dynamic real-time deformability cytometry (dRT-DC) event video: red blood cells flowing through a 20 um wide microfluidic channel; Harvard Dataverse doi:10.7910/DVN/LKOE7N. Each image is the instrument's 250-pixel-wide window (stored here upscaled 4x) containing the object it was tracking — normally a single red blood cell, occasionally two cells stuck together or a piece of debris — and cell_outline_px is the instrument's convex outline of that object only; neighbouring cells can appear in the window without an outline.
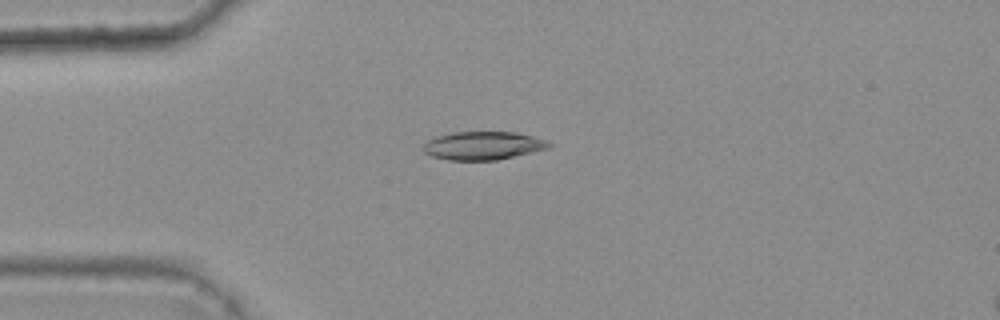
{"species": "common noctule bat (a hibernating species)", "species_latin": "Nyctalus noctula", "temperature_condition": "warm", "stored_images_in_passage": 5, "camera_frame_rate_fps": 3000, "um_per_image_px": 0.085, "animal": {"sex": "female", "body_mass_g": 25.1}, "frame": {"image": 1, "passage_image": 3, "time_ms": 0.667, "image_size_px": [1000, 320], "cell_outline_px": [[552, 144], [548, 148], [496, 160], [448, 160], [432, 156], [424, 152], [424, 144], [428, 140], [436, 136], [452, 132], [516, 132], [532, 136], [544, 140]], "centroid_in_image_um": [41.02, 12.37], "position_along_channel_um": 44.0, "area_um2": 20.46}}
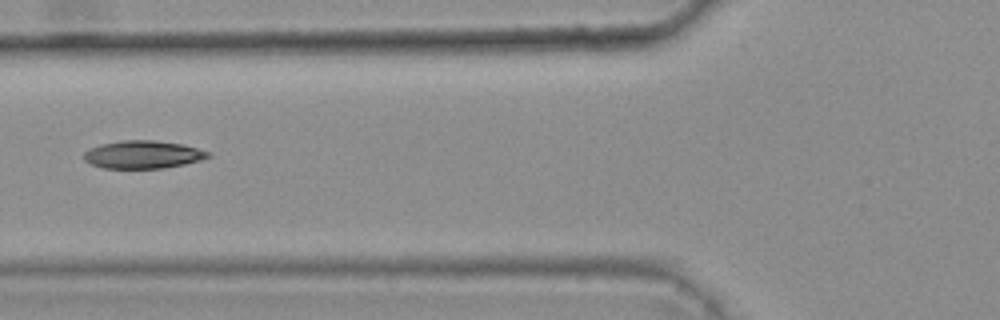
{"frame": {"image": 2, "passage_image": 5, "time_ms": 1.333, "image_size_px": [1000, 320], "cell_outline_px": [[212, 156], [200, 160], [184, 164], [160, 168], [104, 168], [92, 164], [84, 160], [84, 152], [88, 148], [100, 144], [120, 140], [156, 140], [184, 144], [208, 152]], "centroid_in_image_um": [12.12, 13.12], "position_along_channel_um": 113.7, "area_um2": 20.17}}